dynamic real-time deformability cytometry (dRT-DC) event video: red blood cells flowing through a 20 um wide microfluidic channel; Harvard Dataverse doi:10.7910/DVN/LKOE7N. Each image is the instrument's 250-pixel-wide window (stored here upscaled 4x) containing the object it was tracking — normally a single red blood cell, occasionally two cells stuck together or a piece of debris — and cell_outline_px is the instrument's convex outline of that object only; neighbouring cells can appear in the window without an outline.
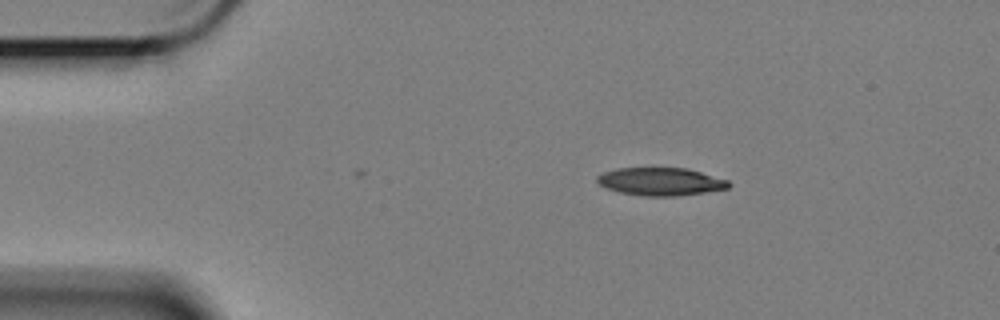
{"species": "Egyptian fruit bat (a non-hibernating species)", "species_latin": "Rousettus aegyptiacus", "temperature_condition": "cold", "stored_images_in_passage": 9, "camera_frame_rate_fps": 3000, "um_per_image_px": 0.085, "animal": {"sex": "female"}, "frame": {"image": 1, "passage_image": 1, "time_ms": 0.0, "image_size_px": [1000, 320], "cell_outline_px": [[732, 184], [728, 188], [704, 192], [676, 196], [640, 196], [620, 192], [608, 188], [600, 184], [596, 180], [596, 176], [604, 172], [616, 168], [688, 168], [728, 180]], "centroid_in_image_um": [56.16, 15.43], "position_along_channel_um": 28.8, "area_um2": 21.33}}
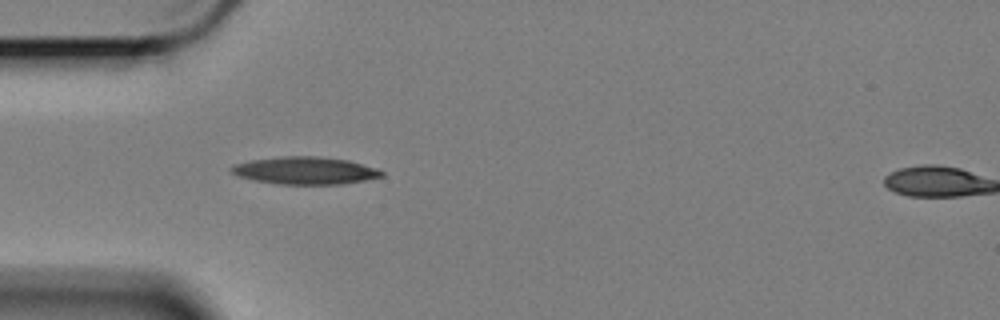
{"frame": {"image": 2, "passage_image": 8, "time_ms": 2.333, "image_size_px": [1000, 320], "cell_outline_px": [[384, 176], [364, 180], [340, 184], [276, 184], [236, 176], [228, 168], [232, 164], [252, 160], [280, 156], [320, 156], [348, 160], [376, 168], [384, 172]], "centroid_in_image_um": [25.9, 14.49], "position_along_channel_um": 59.1, "area_um2": 24.1}}